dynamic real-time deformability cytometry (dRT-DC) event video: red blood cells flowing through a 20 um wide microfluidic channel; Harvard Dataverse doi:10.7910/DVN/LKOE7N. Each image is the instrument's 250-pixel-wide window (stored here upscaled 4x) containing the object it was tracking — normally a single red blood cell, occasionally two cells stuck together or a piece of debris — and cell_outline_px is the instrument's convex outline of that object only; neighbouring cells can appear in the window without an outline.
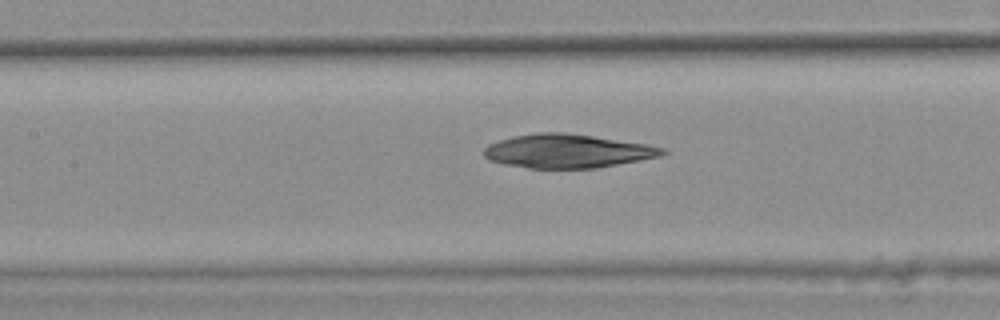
{"species": "common noctule bat (a hibernating species)", "species_latin": "Nyctalus noctula", "temperature_condition": "warm", "stored_images_in_passage": 47, "camera_frame_rate_fps": 3000, "um_per_image_px": 0.085, "animal": {"sex": "female", "body_mass_g": 25.1}, "frame": {"image": 1, "passage_image": 24, "time_ms": 7.667, "image_size_px": [1000, 320], "cell_outline_px": [[668, 152], [660, 156], [596, 168], [528, 168], [508, 164], [492, 160], [484, 156], [484, 148], [488, 144], [512, 136], [536, 132], [564, 132], [648, 144], [664, 148]], "centroid_in_image_um": [48.24, 12.83], "position_along_channel_um": 159.2, "area_um2": 34.8}}
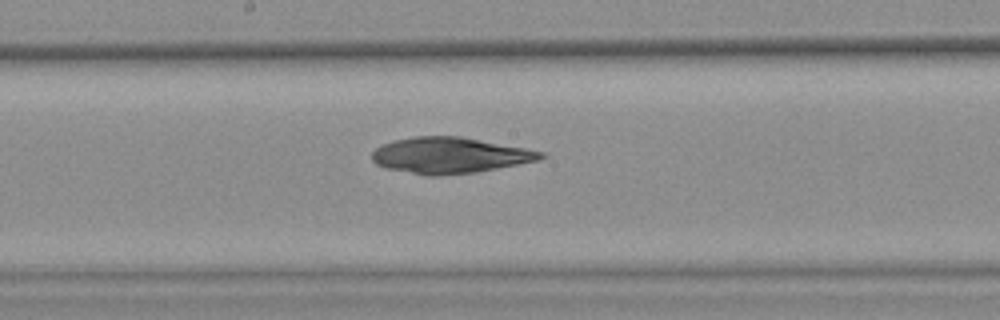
{"frame": {"image": 2, "passage_image": 28, "time_ms": 9.0, "image_size_px": [1000, 320], "cell_outline_px": [[548, 156], [536, 160], [476, 172], [436, 176], [428, 176], [384, 168], [376, 164], [372, 160], [372, 152], [376, 148], [384, 144], [396, 140], [412, 136], [460, 136], [524, 148], [544, 152]], "centroid_in_image_um": [38.18, 13.2], "position_along_channel_um": 210.0, "area_um2": 35.08}}